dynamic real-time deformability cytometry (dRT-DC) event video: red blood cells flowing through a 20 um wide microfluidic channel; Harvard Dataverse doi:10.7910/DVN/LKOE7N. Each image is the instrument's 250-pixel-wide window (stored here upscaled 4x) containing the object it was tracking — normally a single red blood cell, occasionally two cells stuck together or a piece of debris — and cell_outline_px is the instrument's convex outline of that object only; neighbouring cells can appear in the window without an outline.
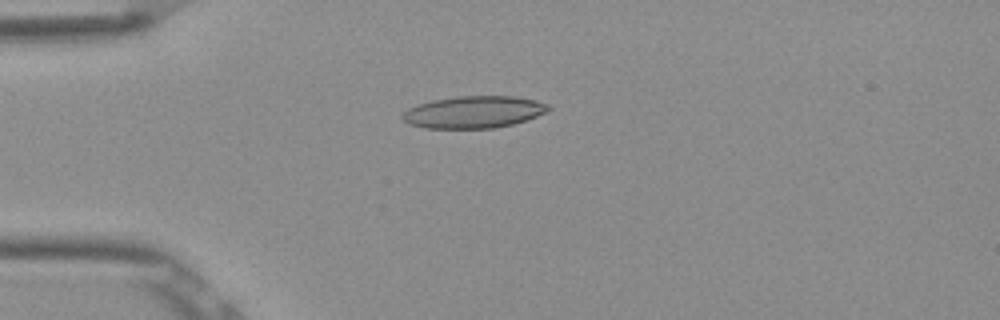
{"species": "Egyptian fruit bat (a non-hibernating species)", "species_latin": "Rousettus aegyptiacus", "temperature_condition": "room temperature", "stored_images_in_passage": 5, "camera_frame_rate_fps": 3000, "um_per_image_px": 0.085, "frame": {"image": 1, "passage_image": 3, "time_ms": 0.667, "image_size_px": [1000, 320], "cell_outline_px": [[552, 108], [548, 112], [512, 124], [492, 128], [424, 128], [408, 124], [400, 116], [408, 108], [432, 100], [456, 96], [516, 96], [536, 100], [548, 104]], "centroid_in_image_um": [40.27, 9.52], "position_along_channel_um": 44.7, "area_um2": 27.28}}
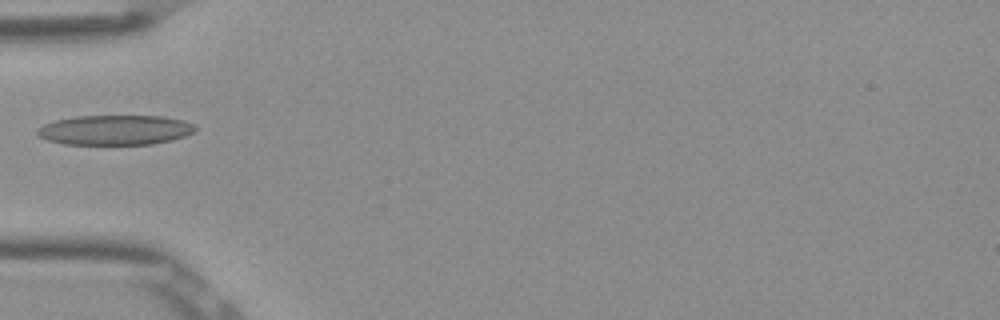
{"frame": {"image": 2, "passage_image": 4, "time_ms": 1.0, "image_size_px": [1000, 320], "cell_outline_px": [[196, 132], [172, 140], [152, 144], [64, 144], [48, 140], [40, 136], [36, 132], [36, 128], [44, 124], [56, 120], [76, 116], [164, 116], [184, 120], [196, 124]], "centroid_in_image_um": [9.82, 11.04], "position_along_channel_um": 75.2, "area_um2": 27.63}}
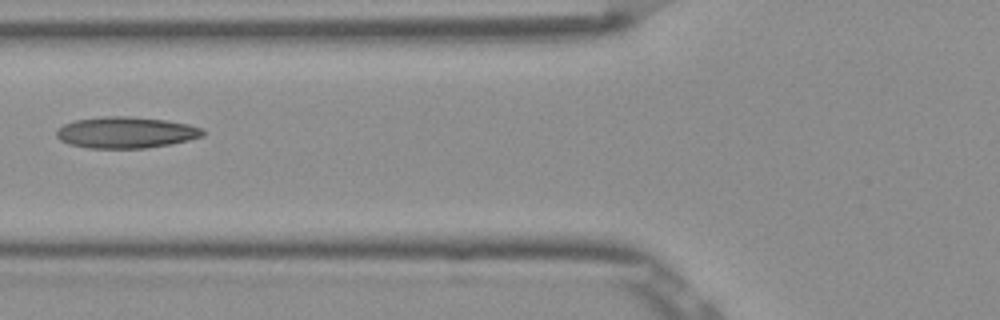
{"frame": {"image": 3, "passage_image": 5, "time_ms": 1.333, "image_size_px": [1000, 320], "cell_outline_px": [[204, 136], [172, 144], [144, 148], [88, 148], [68, 144], [60, 140], [56, 136], [56, 128], [64, 124], [76, 120], [104, 116], [128, 116], [164, 120], [188, 124], [204, 128]], "centroid_in_image_um": [10.69, 11.26], "position_along_channel_um": 115.1, "area_um2": 26.82}}